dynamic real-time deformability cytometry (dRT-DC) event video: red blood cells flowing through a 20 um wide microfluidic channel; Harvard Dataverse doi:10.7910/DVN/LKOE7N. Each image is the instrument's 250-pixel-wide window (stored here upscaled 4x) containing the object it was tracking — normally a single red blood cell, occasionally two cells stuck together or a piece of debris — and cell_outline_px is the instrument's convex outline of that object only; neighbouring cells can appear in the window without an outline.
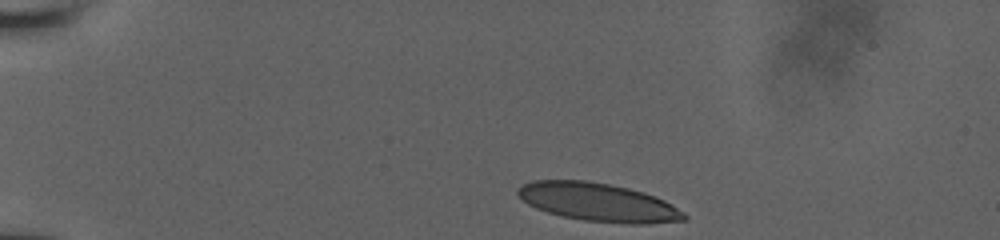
{"species": "human", "species_latin": "Homo sapiens", "temperature_condition": "room temperature", "stored_images_in_passage": 16, "camera_frame_rate_fps": 3000, "um_per_image_px": 0.085, "donor": {"sex": "male"}, "frame": {"image": 1, "passage_image": 1, "time_ms": 0.0, "image_size_px": [1000, 240], "cell_outline_px": [[688, 220], [648, 224], [632, 224], [584, 220], [564, 216], [548, 212], [536, 208], [528, 204], [516, 192], [516, 188], [532, 180], [588, 180], [628, 188], [644, 192], [656, 196], [664, 200], [684, 212], [688, 216]], "centroid_in_image_um": [50.88, 17.19], "position_along_channel_um": 34.1, "area_um2": 37.11}}
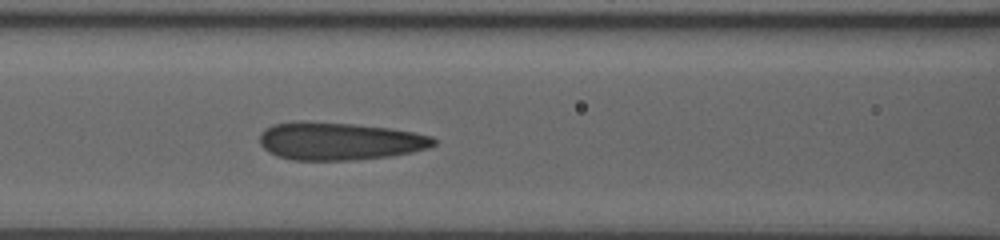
{"frame": {"image": 2, "passage_image": 14, "time_ms": 4.667, "image_size_px": [1000, 240], "cell_outline_px": [[436, 144], [428, 148], [412, 152], [388, 156], [352, 160], [292, 160], [276, 156], [268, 152], [260, 144], [260, 132], [264, 128], [272, 124], [296, 120], [300, 120], [352, 124], [388, 128], [412, 132], [432, 136], [436, 140]], "centroid_in_image_um": [28.79, 11.99], "position_along_channel_um": 137.8, "area_um2": 38.49}}
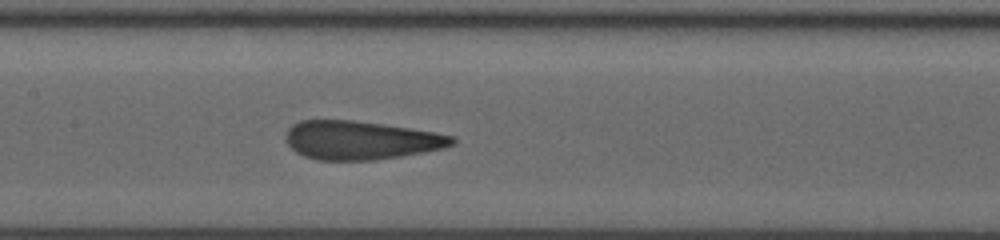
{"frame": {"image": 3, "passage_image": 16, "time_ms": 5.667, "image_size_px": [1000, 240], "cell_outline_px": [[456, 140], [452, 144], [444, 148], [424, 152], [400, 156], [372, 160], [316, 160], [304, 156], [296, 152], [288, 144], [288, 128], [292, 124], [300, 120], [352, 120], [384, 124], [436, 132], [452, 136]], "centroid_in_image_um": [30.67, 11.91], "position_along_channel_um": 176.7, "area_um2": 37.22}}